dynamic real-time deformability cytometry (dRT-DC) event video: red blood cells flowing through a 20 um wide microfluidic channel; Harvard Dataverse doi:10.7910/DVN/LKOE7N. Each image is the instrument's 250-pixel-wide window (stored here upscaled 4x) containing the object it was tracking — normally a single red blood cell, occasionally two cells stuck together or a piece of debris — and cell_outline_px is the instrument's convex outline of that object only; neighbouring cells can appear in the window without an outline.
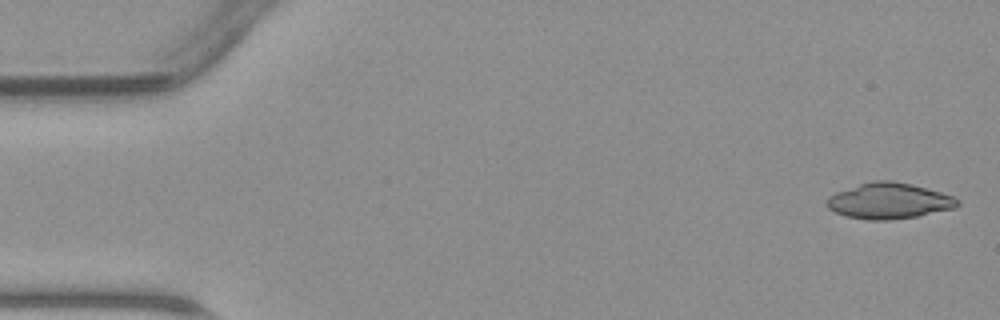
{"species": "common noctule bat (a hibernating species)", "species_latin": "Nyctalus noctula", "temperature_condition": "warm", "stored_images_in_passage": 45, "camera_frame_rate_fps": 3000, "um_per_image_px": 0.085, "animal": {"sex": "male", "body_mass_g": 23.1, "forearm_length_mm": 52.7}, "frame": {"image": 1, "passage_image": 1, "time_ms": 0.0, "image_size_px": [1000, 320], "cell_outline_px": [[960, 204], [956, 208], [916, 216], [888, 220], [868, 220], [844, 216], [828, 208], [824, 200], [828, 196], [836, 192], [872, 180], [892, 180], [912, 184], [940, 192], [952, 196], [960, 200]], "centroid_in_image_um": [75.55, 17.07], "position_along_channel_um": 9.5, "area_um2": 27.4}}